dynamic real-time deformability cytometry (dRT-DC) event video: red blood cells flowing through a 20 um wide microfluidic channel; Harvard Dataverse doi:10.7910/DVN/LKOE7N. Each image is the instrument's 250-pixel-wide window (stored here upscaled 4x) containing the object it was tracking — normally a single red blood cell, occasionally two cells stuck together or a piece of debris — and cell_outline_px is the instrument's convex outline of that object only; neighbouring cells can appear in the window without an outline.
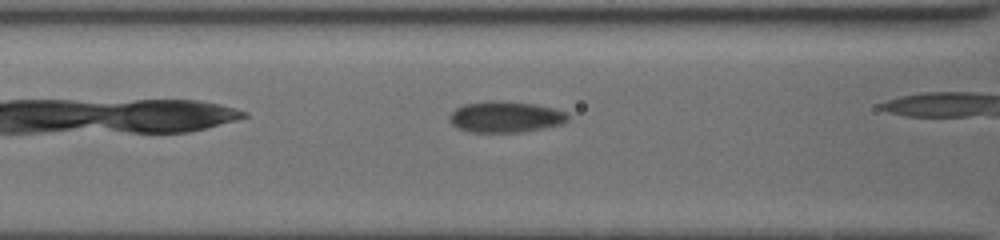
{"species": "common noctule bat (a hibernating species)", "species_latin": "Nyctalus noctula", "temperature_condition": "cold", "stored_images_in_passage": 24, "camera_frame_rate_fps": 3000, "um_per_image_px": 0.085, "animal": {"sex": "female", "body_mass_g": 19.5, "forearm_length_mm": 54.1}, "frame": {"image": 1, "passage_image": 4, "time_ms": 1.0, "image_size_px": [1000, 240], "cell_outline_px": [[568, 120], [564, 124], [524, 132], [468, 132], [456, 128], [448, 120], [448, 116], [456, 108], [464, 104], [488, 100], [492, 100], [536, 104], [552, 108], [564, 112], [568, 116]], "centroid_in_image_um": [42.93, 9.94], "position_along_channel_um": 123.7, "area_um2": 21.68}}
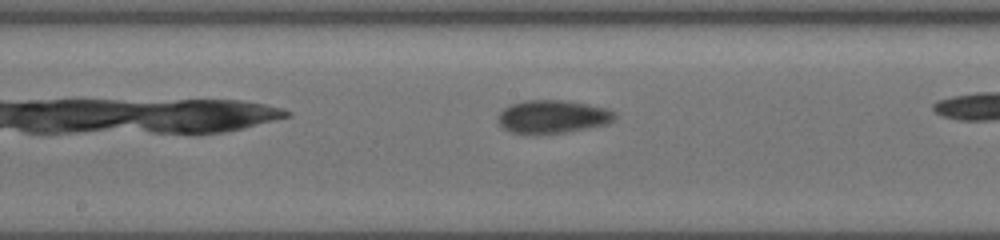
{"frame": {"image": 2, "passage_image": 10, "time_ms": 3.0, "image_size_px": [1000, 240], "cell_outline_px": [[616, 116], [608, 124], [568, 132], [536, 136], [524, 136], [512, 132], [504, 128], [500, 124], [500, 112], [504, 108], [512, 104], [524, 100], [560, 100], [584, 104], [604, 108], [616, 112]], "centroid_in_image_um": [46.95, 9.96], "position_along_channel_um": 201.3, "area_um2": 22.77}}
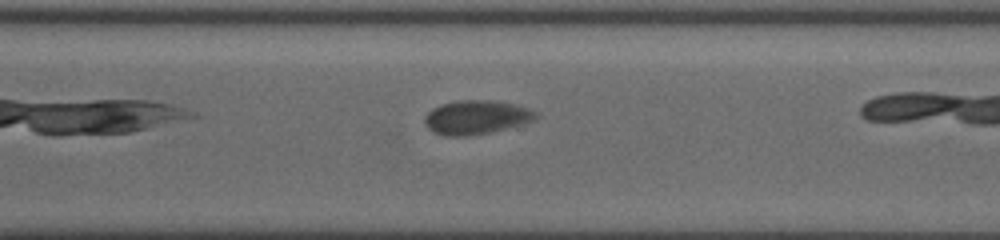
{"frame": {"image": 3, "passage_image": 20, "time_ms": 6.333, "image_size_px": [1000, 240], "cell_outline_px": [[540, 116], [524, 124], [492, 132], [468, 136], [444, 136], [432, 132], [424, 124], [424, 116], [432, 108], [440, 104], [460, 100], [488, 100], [516, 104], [528, 108], [536, 112]], "centroid_in_image_um": [40.46, 9.98], "position_along_channel_um": 330.1, "area_um2": 22.25}}